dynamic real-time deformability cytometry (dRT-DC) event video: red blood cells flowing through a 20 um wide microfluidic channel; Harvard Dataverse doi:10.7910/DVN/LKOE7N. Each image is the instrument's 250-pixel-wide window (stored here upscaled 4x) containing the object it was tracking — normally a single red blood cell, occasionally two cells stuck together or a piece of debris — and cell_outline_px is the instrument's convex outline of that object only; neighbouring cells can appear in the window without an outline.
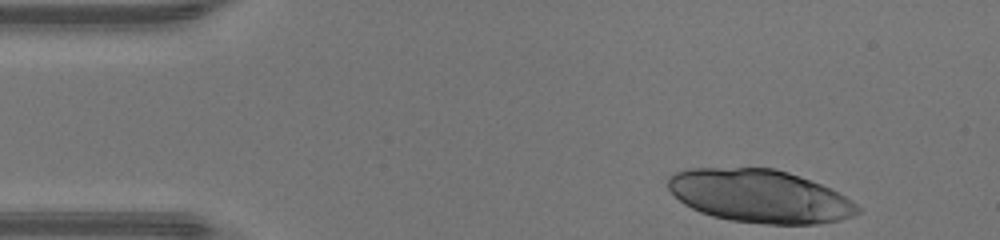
{"species": "human", "species_latin": "Homo sapiens", "temperature_condition": "warm", "stored_images_in_passage": 18, "camera_frame_rate_fps": 3000, "um_per_image_px": 0.085, "donor": {"sex": "male"}, "frame": {"image": 1, "passage_image": 1, "time_ms": 0.0, "image_size_px": [1000, 240], "cell_outline_px": [[860, 212], [852, 216], [840, 220], [816, 224], [764, 224], [732, 220], [712, 216], [700, 212], [684, 204], [668, 188], [668, 176], [676, 172], [688, 168], [776, 168], [800, 176], [820, 184], [852, 200], [860, 208]], "centroid_in_image_um": [64.57, 16.67], "position_along_channel_um": 20.4, "area_um2": 58.38}}